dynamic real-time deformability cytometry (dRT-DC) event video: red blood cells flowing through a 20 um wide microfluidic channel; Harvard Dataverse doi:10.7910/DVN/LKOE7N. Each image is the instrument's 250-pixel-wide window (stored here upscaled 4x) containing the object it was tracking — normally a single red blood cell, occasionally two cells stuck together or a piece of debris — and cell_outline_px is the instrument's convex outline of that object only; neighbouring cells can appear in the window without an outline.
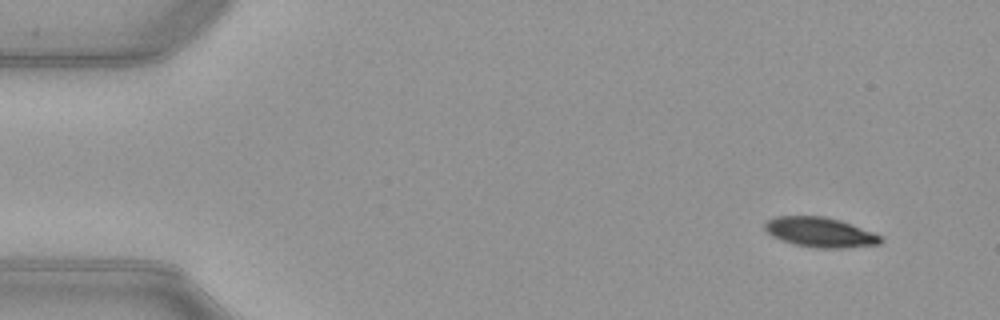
{"species": "common noctule bat (a hibernating species)", "species_latin": "Nyctalus noctula", "temperature_condition": "warm", "stored_images_in_passage": 21, "camera_frame_rate_fps": 3000, "um_per_image_px": 0.085, "animal": {"sex": "female", "body_mass_g": 21.9}, "frame": {"image": 1, "passage_image": 1, "time_ms": 0.0, "image_size_px": [1000, 320], "cell_outline_px": [[884, 240], [880, 244], [844, 248], [816, 248], [792, 244], [772, 236], [764, 228], [764, 224], [768, 220], [776, 216], [824, 216], [840, 220], [872, 232], [880, 236]], "centroid_in_image_um": [69.7, 19.75], "position_along_channel_um": 15.3, "area_um2": 20.11}}
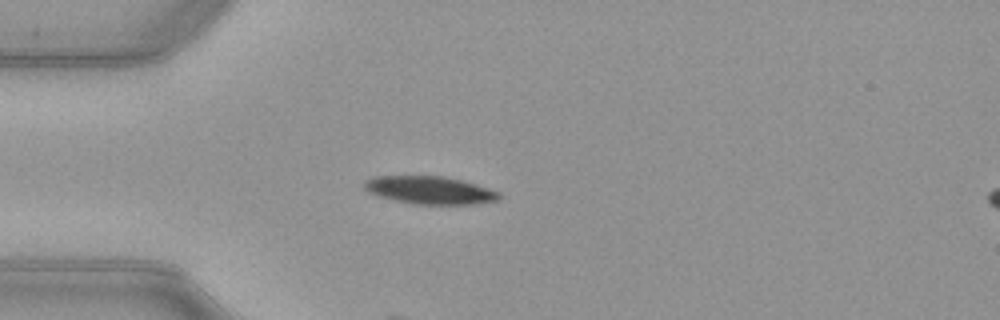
{"frame": {"image": 2, "passage_image": 11, "time_ms": 3.333, "image_size_px": [1000, 320], "cell_outline_px": [[500, 200], [472, 204], [412, 204], [376, 196], [368, 192], [364, 188], [364, 180], [372, 176], [444, 176], [476, 184], [500, 192]], "centroid_in_image_um": [36.49, 16.16], "position_along_channel_um": 48.5, "area_um2": 21.96}}